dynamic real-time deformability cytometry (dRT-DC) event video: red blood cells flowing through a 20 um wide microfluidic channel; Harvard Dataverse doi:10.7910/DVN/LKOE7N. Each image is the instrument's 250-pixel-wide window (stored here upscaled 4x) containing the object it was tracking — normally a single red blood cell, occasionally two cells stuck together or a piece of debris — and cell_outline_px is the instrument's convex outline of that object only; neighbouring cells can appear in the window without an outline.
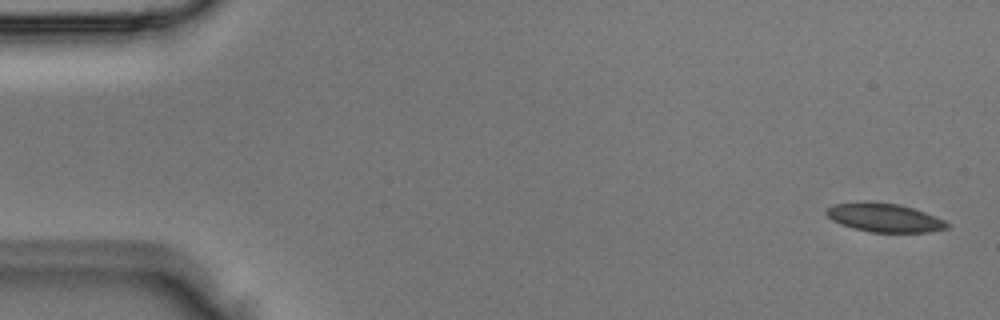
{"species": "Egyptian fruit bat (a non-hibernating species)", "species_latin": "Rousettus aegyptiacus", "temperature_condition": "room temperature", "stored_images_in_passage": 5, "camera_frame_rate_fps": 3000, "um_per_image_px": 0.085, "animal": {"sex": "male"}, "frame": {"image": 1, "passage_image": 1, "time_ms": 0.0, "image_size_px": [1000, 320], "cell_outline_px": [[952, 224], [948, 228], [928, 232], [872, 232], [840, 224], [832, 220], [824, 212], [824, 208], [832, 204], [860, 200], [868, 200], [896, 204], [912, 208], [936, 216]], "centroid_in_image_um": [75.13, 18.47], "position_along_channel_um": 9.9, "area_um2": 20.46}}